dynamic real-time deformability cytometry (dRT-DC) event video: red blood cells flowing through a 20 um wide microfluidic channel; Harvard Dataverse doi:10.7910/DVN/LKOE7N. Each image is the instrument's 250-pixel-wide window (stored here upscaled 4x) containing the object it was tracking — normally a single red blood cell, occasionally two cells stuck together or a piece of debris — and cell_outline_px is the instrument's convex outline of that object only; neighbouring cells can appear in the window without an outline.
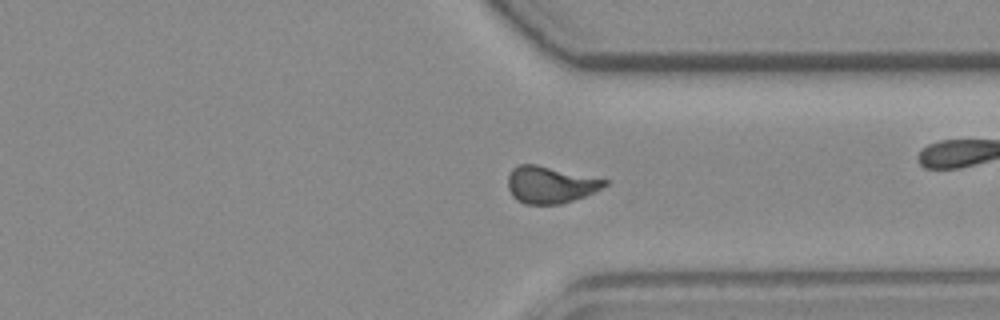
{"species": "common noctule bat (a hibernating species)", "species_latin": "Nyctalus noctula", "temperature_condition": "room temperature", "stored_images_in_passage": 54, "camera_frame_rate_fps": 3000, "um_per_image_px": 0.085, "animal": {"sex": "female", "body_mass_g": 19.3, "forearm_length_mm": 54.1}, "frame": {"image": 1, "passage_image": 39, "time_ms": 12.667, "image_size_px": [1000, 320], "cell_outline_px": [[608, 184], [596, 192], [560, 204], [524, 204], [516, 200], [512, 196], [508, 188], [508, 176], [512, 168], [520, 164], [536, 164], [608, 180]], "centroid_in_image_um": [46.75, 15.7], "position_along_channel_um": 364.6, "area_um2": 20.81}}
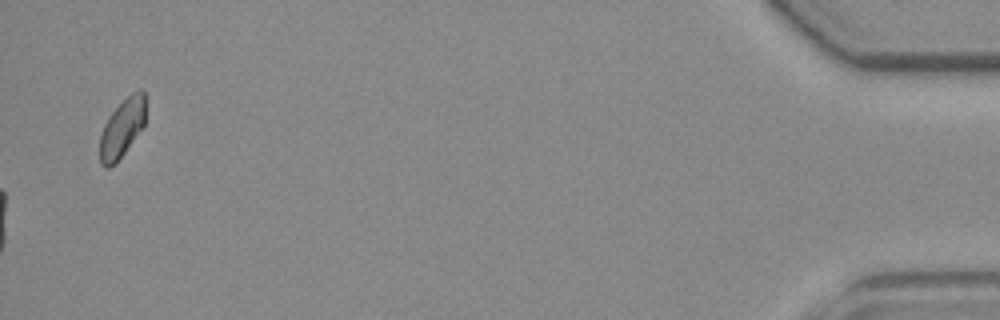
{"frame": {"image": 2, "passage_image": 54, "time_ms": 17.667, "image_size_px": [1000, 320], "cell_outline_px": [[144, 124], [116, 164], [108, 168], [104, 168], [100, 164], [100, 136], [104, 124], [108, 116], [132, 92], [140, 88], [144, 92]], "centroid_in_image_um": [10.34, 10.92], "position_along_channel_um": 424.9, "area_um2": 15.32}, "authors_computed_cell_mechanics": {"area_um2": 21.0392, "velocity_mm_per_s": 3.7889, "shape_relaxation_time_tau1_ms": null, "shape_relaxation_time_tau2_ms": 2.5276, "deformation_change_tau1": null, "deformation_change_tau2": 0.0834}}